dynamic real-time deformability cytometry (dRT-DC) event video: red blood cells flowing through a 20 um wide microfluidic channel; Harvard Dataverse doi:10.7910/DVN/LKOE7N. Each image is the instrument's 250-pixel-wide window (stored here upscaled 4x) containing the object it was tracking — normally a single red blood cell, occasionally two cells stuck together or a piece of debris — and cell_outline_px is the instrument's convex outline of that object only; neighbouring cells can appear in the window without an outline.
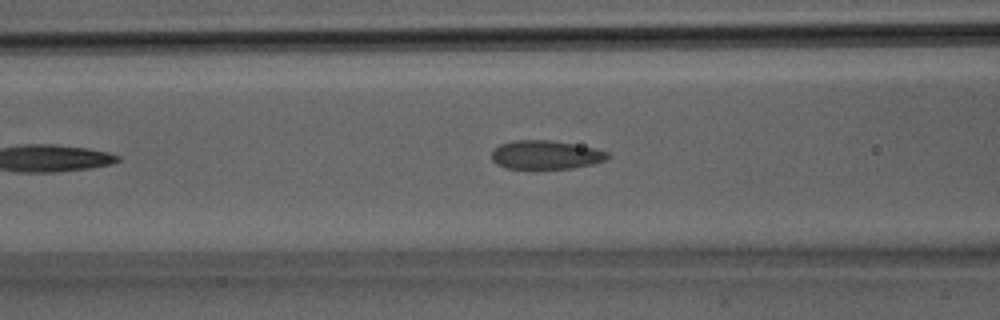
{"species": "Egyptian fruit bat (a non-hibernating species)", "species_latin": "Rousettus aegyptiacus", "temperature_condition": "room temperature", "stored_images_in_passage": 6, "camera_frame_rate_fps": 3000, "um_per_image_px": 0.085, "animal": {"sex": "male"}, "frame": {"image": 1, "passage_image": 6, "time_ms": 1.667, "image_size_px": [1000, 320], "cell_outline_px": [[612, 156], [604, 160], [592, 164], [572, 168], [536, 172], [504, 168], [496, 164], [492, 160], [492, 152], [500, 144], [512, 140], [552, 140], [596, 148], [608, 152]], "centroid_in_image_um": [46.36, 13.21], "position_along_channel_um": 120.2, "area_um2": 20.4}}